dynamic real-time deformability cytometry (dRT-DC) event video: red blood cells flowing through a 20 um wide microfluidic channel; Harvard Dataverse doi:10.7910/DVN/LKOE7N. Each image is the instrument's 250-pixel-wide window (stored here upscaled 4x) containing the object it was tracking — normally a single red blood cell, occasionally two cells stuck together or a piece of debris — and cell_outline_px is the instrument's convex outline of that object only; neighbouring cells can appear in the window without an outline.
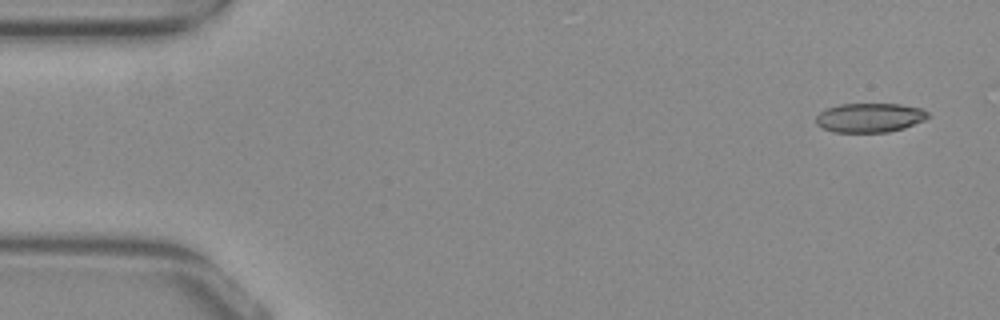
{"species": "common noctule bat (a hibernating species)", "species_latin": "Nyctalus noctula", "temperature_condition": "warm", "stored_images_in_passage": 44, "camera_frame_rate_fps": 3000, "um_per_image_px": 0.085, "animal": {"sex": "female", "body_mass_g": 29.2, "forearm_length_mm": 56.3}, "frame": {"image": 1, "passage_image": 1, "time_ms": 0.0, "image_size_px": [1000, 320], "cell_outline_px": [[928, 116], [924, 120], [904, 128], [888, 132], [832, 132], [816, 124], [816, 116], [820, 112], [828, 108], [840, 104], [900, 104], [920, 108], [928, 112]], "centroid_in_image_um": [73.91, 10.0], "position_along_channel_um": 11.1, "area_um2": 18.96}}
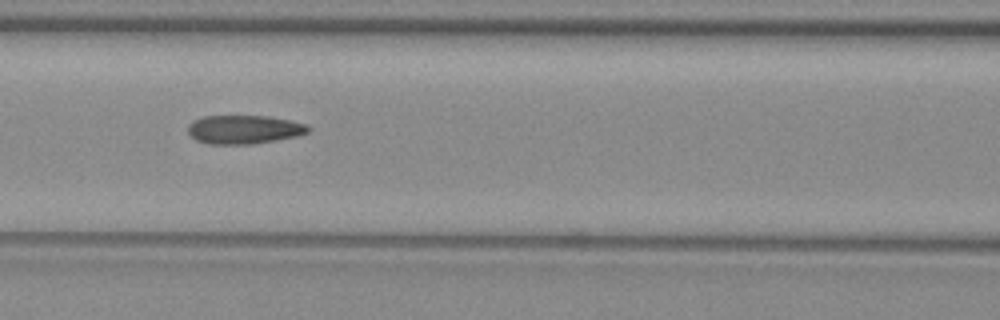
{"frame": {"image": 2, "passage_image": 21, "time_ms": 6.667, "image_size_px": [1000, 320], "cell_outline_px": [[312, 128], [308, 132], [296, 136], [276, 140], [252, 144], [208, 144], [196, 140], [188, 132], [188, 124], [192, 120], [204, 116], [268, 116], [308, 124]], "centroid_in_image_um": [20.74, 11.0], "position_along_channel_um": 145.9, "area_um2": 20.17}}
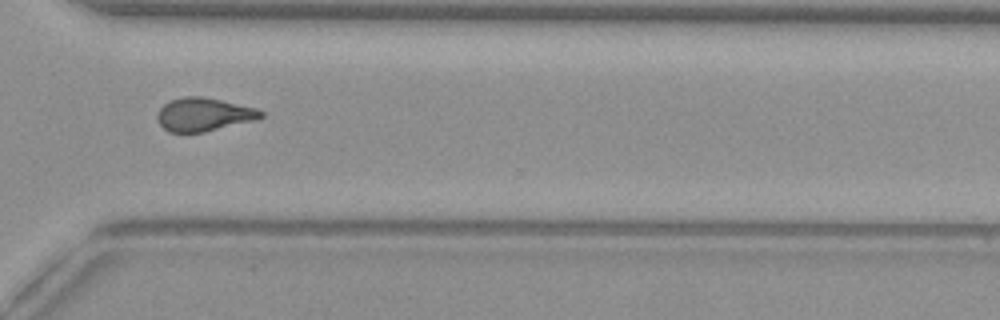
{"frame": {"image": 3, "passage_image": 37, "time_ms": 12.0, "image_size_px": [1000, 320], "cell_outline_px": [[264, 116], [252, 120], [204, 132], [168, 132], [160, 124], [156, 116], [160, 108], [164, 104], [172, 100], [184, 96], [204, 96], [256, 108], [264, 112]], "centroid_in_image_um": [17.29, 9.72], "position_along_channel_um": 353.3, "area_um2": 19.88}, "authors_computed_cell_mechanics": {"area_um2": 20.2589, "velocity_mm_per_s": 3.8987, "shape_relaxation_time_tau1_ms": null, "shape_relaxation_time_tau2_ms": 1.426, "deformation_change_tau1": null, "deformation_change_tau2": 0.0871}}